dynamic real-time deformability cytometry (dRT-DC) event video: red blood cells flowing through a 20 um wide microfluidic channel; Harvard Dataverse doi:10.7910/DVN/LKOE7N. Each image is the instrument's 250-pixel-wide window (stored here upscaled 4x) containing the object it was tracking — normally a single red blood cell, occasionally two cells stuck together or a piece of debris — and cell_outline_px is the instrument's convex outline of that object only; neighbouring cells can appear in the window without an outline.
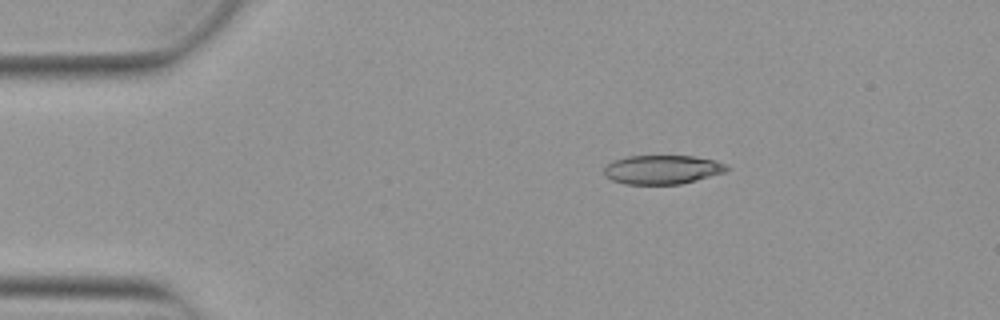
{"species": "Egyptian fruit bat (a non-hibernating species)", "species_latin": "Rousettus aegyptiacus", "temperature_condition": "warm", "stored_images_in_passage": 45, "camera_frame_rate_fps": 3000, "um_per_image_px": 0.085, "animal": {"sex": "female"}, "frame": {"image": 1, "passage_image": 1, "time_ms": 0.0, "image_size_px": [1000, 320], "cell_outline_px": [[728, 168], [724, 172], [696, 180], [680, 184], [624, 184], [612, 180], [604, 176], [604, 168], [612, 160], [628, 156], [692, 156], [712, 160], [728, 164]], "centroid_in_image_um": [56.25, 14.41], "position_along_channel_um": 28.7, "area_um2": 20.63}}
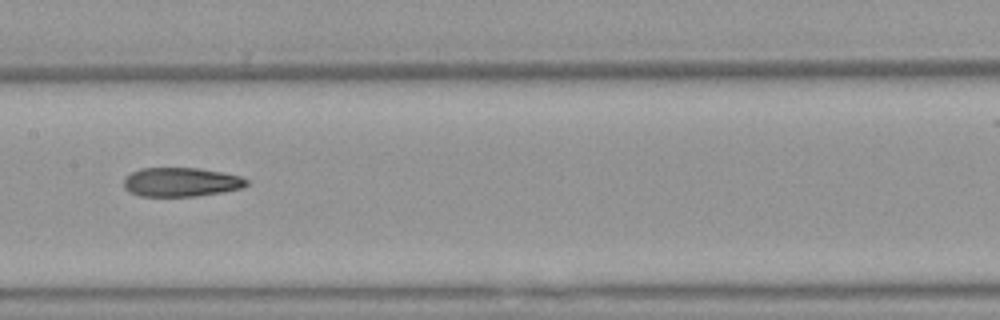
{"frame": {"image": 2, "passage_image": 18, "time_ms": 5.667, "image_size_px": [1000, 320], "cell_outline_px": [[248, 184], [240, 188], [220, 192], [196, 196], [140, 196], [128, 192], [124, 188], [124, 176], [140, 168], [200, 168], [224, 172], [240, 176], [248, 180]], "centroid_in_image_um": [15.35, 15.47], "position_along_channel_um": 192.0, "area_um2": 20.87}}
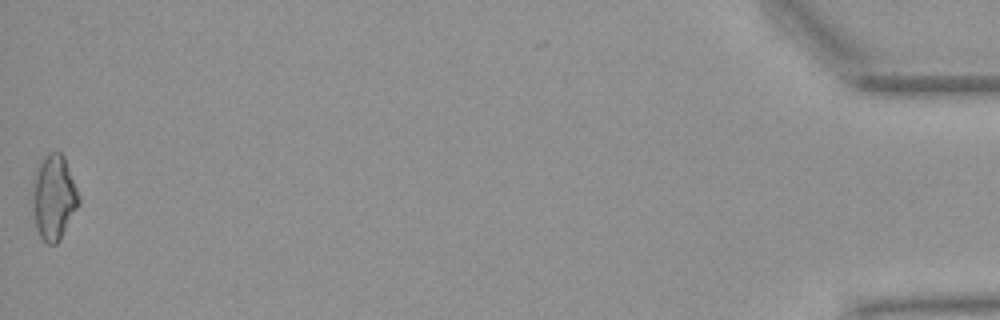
{"frame": {"image": 3, "passage_image": 44, "time_ms": 14.333, "image_size_px": [1000, 320], "cell_outline_px": [[80, 204], [60, 240], [56, 244], [48, 244], [40, 236], [36, 228], [32, 200], [32, 180], [44, 156], [48, 152], [60, 152], [64, 156], [80, 196]], "centroid_in_image_um": [4.58, 16.78], "position_along_channel_um": 430.6, "area_um2": 22.95}, "authors_computed_cell_mechanics": {"area_um2": 21.386, "velocity_mm_per_s": 3.9033, "shape_relaxation_time_tau1_ms": null, "shape_relaxation_time_tau2_ms": 5.7506, "deformation_change_tau1": null, "deformation_change_tau2": 0.1637}}